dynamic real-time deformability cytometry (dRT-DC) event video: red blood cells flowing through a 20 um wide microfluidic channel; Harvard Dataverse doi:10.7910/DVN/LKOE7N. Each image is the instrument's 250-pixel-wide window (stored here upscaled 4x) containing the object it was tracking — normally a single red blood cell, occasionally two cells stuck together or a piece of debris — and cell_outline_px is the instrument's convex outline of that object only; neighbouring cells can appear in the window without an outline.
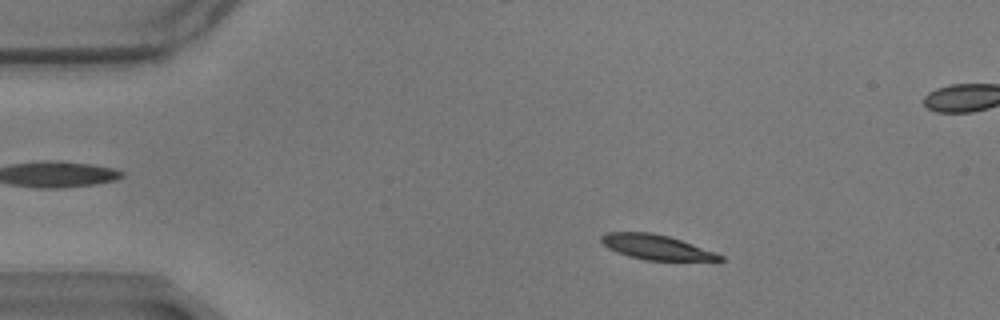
{"species": "common noctule bat (a hibernating species)", "species_latin": "Nyctalus noctula", "temperature_condition": "warm", "stored_images_in_passage": 59, "camera_frame_rate_fps": 3000, "um_per_image_px": 0.085, "animal": {"sex": "male", "body_mass_g": 17.9}, "frame": {"image": 1, "passage_image": 10, "time_ms": 3.0, "image_size_px": [1000, 320], "cell_outline_px": [[724, 260], [644, 260], [628, 256], [616, 252], [608, 248], [600, 240], [600, 236], [608, 232], [652, 232], [668, 236], [680, 240], [724, 256]], "centroid_in_image_um": [55.71, 21.0], "position_along_channel_um": 29.3, "area_um2": 16.88}}
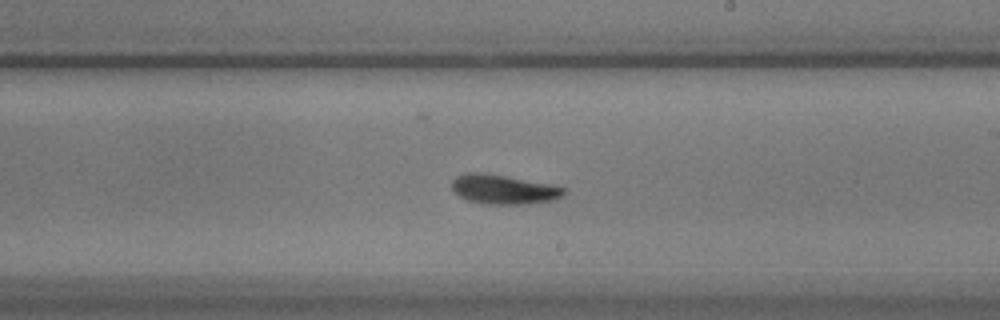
{"frame": {"image": 2, "passage_image": 34, "time_ms": 11.0, "image_size_px": [1000, 320], "cell_outline_px": [[564, 192], [560, 196], [552, 200], [524, 204], [484, 204], [468, 200], [460, 196], [452, 188], [452, 180], [456, 176], [464, 172], [484, 172], [508, 176], [552, 184], [564, 188]], "centroid_in_image_um": [42.76, 16.07], "position_along_channel_um": 246.2, "area_um2": 19.19}}
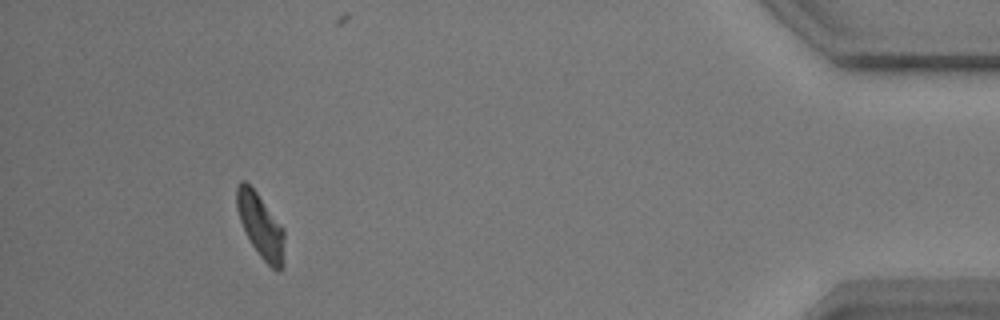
{"frame": {"image": 3, "passage_image": 54, "time_ms": 17.667, "image_size_px": [1000, 320], "cell_outline_px": [[284, 264], [276, 272], [260, 256], [252, 244], [240, 220], [236, 208], [236, 188], [240, 180], [244, 180], [256, 192], [284, 228]], "centroid_in_image_um": [22.16, 19.19], "position_along_channel_um": 413.0, "area_um2": 17.63}, "authors_computed_cell_mechanics": {"area_um2": 18.0336, "velocity_mm_per_s": 3.4277, "shape_relaxation_time_tau1_ms": 3.9265, "shape_relaxation_time_tau2_ms": null, "deformation_change_tau1": 0.1431, "deformation_change_tau2": null}}